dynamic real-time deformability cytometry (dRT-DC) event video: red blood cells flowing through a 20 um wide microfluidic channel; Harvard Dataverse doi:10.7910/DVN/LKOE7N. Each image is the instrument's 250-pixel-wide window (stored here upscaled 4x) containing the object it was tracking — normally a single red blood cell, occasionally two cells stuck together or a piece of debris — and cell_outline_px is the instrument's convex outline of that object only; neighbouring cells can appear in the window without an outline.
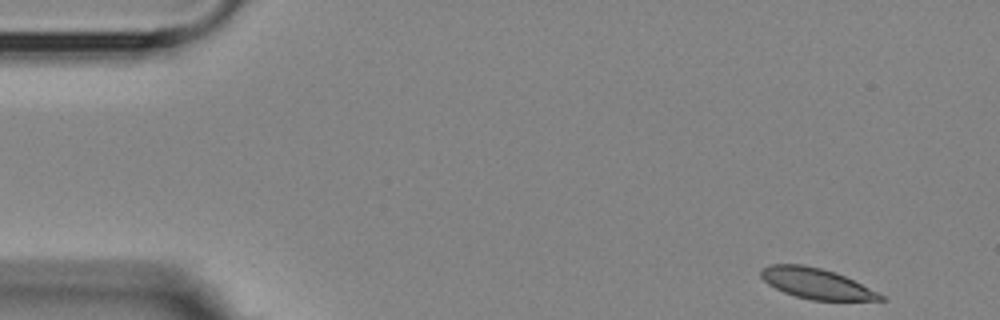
{"species": "Egyptian fruit bat (a non-hibernating species)", "species_latin": "Rousettus aegyptiacus", "temperature_condition": "room temperature", "stored_images_in_passage": 8, "camera_frame_rate_fps": 3000, "um_per_image_px": 0.085, "animal": {"sex": "female"}, "frame": {"image": 1, "passage_image": 1, "time_ms": 0.0, "image_size_px": [1000, 320], "cell_outline_px": [[888, 300], [812, 300], [796, 296], [784, 292], [768, 284], [760, 276], [760, 268], [768, 264], [804, 264], [836, 272], [884, 296]], "centroid_in_image_um": [69.32, 24.08], "position_along_channel_um": 15.7, "area_um2": 21.04}}
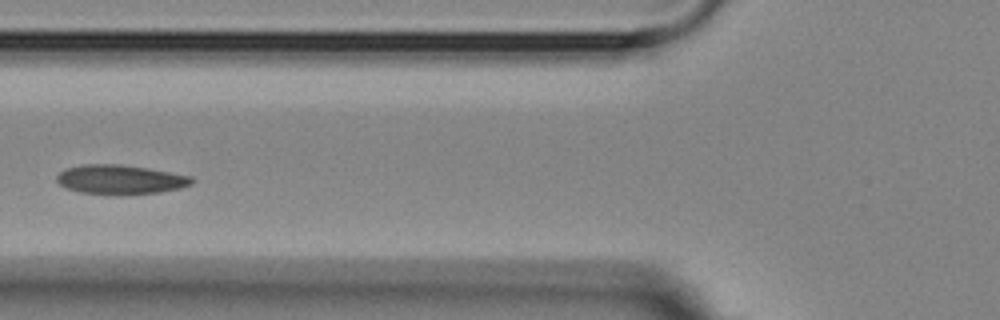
{"frame": {"image": 2, "passage_image": 6, "time_ms": 5.667, "image_size_px": [1000, 320], "cell_outline_px": [[196, 180], [192, 184], [180, 188], [160, 192], [80, 192], [64, 188], [56, 180], [56, 176], [64, 168], [80, 164], [120, 164], [148, 168], [192, 176]], "centroid_in_image_um": [10.21, 15.21], "position_along_channel_um": 115.6, "area_um2": 22.48}}
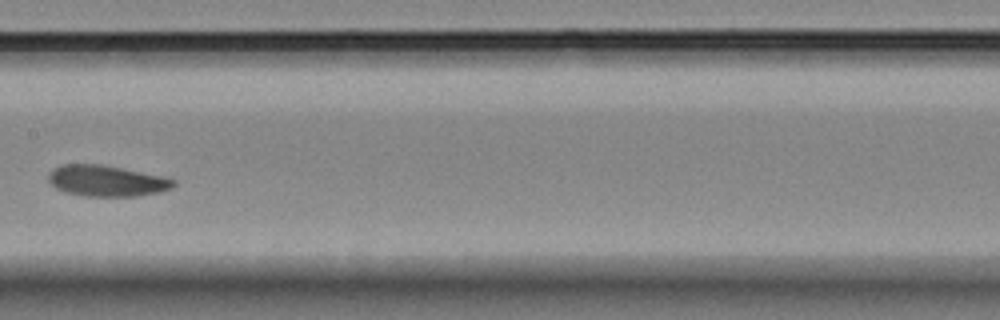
{"frame": {"image": 3, "passage_image": 8, "time_ms": 8.0, "image_size_px": [1000, 320], "cell_outline_px": [[176, 184], [172, 188], [160, 192], [136, 196], [84, 196], [64, 192], [56, 188], [48, 180], [48, 172], [52, 168], [60, 164], [100, 164], [164, 176], [176, 180]], "centroid_in_image_um": [9.05, 15.37], "position_along_channel_um": 198.4, "area_um2": 22.83}}